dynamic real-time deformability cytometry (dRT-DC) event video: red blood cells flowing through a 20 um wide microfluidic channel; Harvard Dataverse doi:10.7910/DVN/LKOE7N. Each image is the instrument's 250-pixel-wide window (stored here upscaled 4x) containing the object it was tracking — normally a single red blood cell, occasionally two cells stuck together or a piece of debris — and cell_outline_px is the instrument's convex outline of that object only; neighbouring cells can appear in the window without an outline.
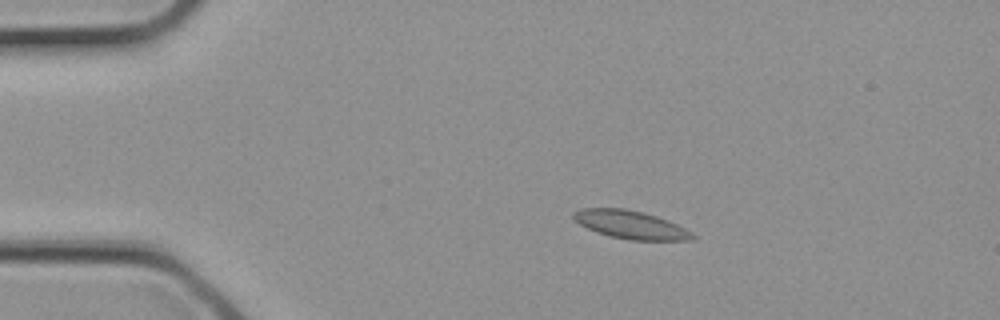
{"species": "common noctule bat (a hibernating species)", "species_latin": "Nyctalus noctula", "temperature_condition": "cold", "stored_images_in_passage": 2, "camera_frame_rate_fps": 3000, "um_per_image_px": 0.085, "animal": {"sex": "female", "body_mass_g": 21.9}, "frame": {"image": 1, "passage_image": 1, "time_ms": 0.0, "image_size_px": [1000, 320], "cell_outline_px": [[696, 236], [688, 240], [628, 240], [596, 232], [580, 224], [572, 216], [572, 212], [580, 208], [624, 208], [644, 212], [668, 220], [692, 232]], "centroid_in_image_um": [53.59, 19.09], "position_along_channel_um": 31.4, "area_um2": 19.42}}